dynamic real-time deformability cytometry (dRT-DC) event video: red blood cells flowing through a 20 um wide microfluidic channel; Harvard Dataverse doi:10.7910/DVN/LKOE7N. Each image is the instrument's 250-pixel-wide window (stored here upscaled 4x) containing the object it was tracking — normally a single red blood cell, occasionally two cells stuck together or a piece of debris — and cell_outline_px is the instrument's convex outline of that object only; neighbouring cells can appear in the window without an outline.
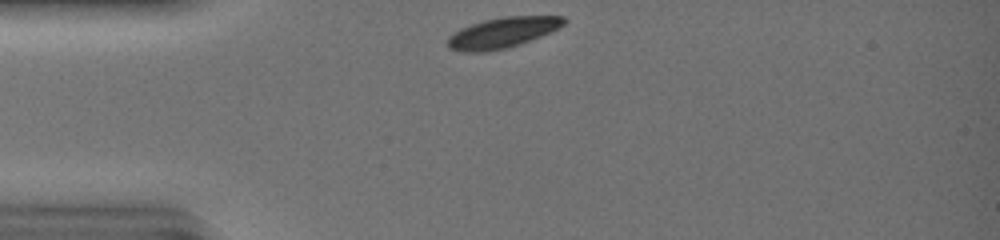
{"species": "common noctule bat (a hibernating species)", "species_latin": "Nyctalus noctula", "temperature_condition": "warm", "stored_images_in_passage": 21, "camera_frame_rate_fps": 3000, "um_per_image_px": 0.085, "animal": {"sex": "female", "body_mass_g": 19.0, "forearm_length_mm": 51.5}, "frame": {"image": 1, "passage_image": 1, "time_ms": 0.0, "image_size_px": [1000, 240], "cell_outline_px": [[568, 20], [564, 24], [540, 36], [520, 44], [508, 48], [488, 52], [460, 52], [448, 48], [448, 36], [460, 28], [484, 20], [504, 16], [564, 16]], "centroid_in_image_um": [42.67, 2.78], "position_along_channel_um": 42.3, "area_um2": 20.69}}
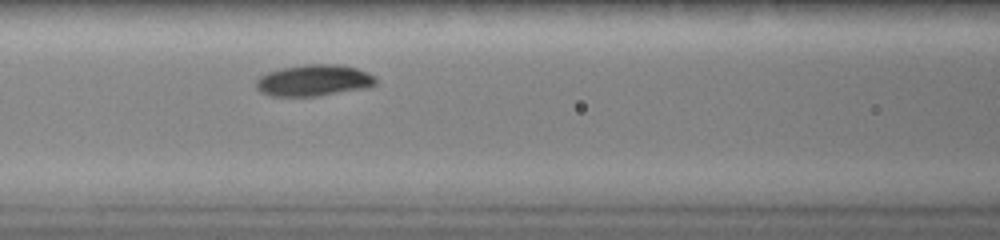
{"frame": {"image": 2, "passage_image": 10, "time_ms": 3.0, "image_size_px": [1000, 240], "cell_outline_px": [[376, 84], [368, 88], [320, 96], [272, 96], [260, 92], [256, 88], [256, 80], [260, 76], [268, 72], [284, 68], [304, 64], [340, 64], [356, 68], [376, 76]], "centroid_in_image_um": [26.7, 6.84], "position_along_channel_um": 139.9, "area_um2": 22.08}}